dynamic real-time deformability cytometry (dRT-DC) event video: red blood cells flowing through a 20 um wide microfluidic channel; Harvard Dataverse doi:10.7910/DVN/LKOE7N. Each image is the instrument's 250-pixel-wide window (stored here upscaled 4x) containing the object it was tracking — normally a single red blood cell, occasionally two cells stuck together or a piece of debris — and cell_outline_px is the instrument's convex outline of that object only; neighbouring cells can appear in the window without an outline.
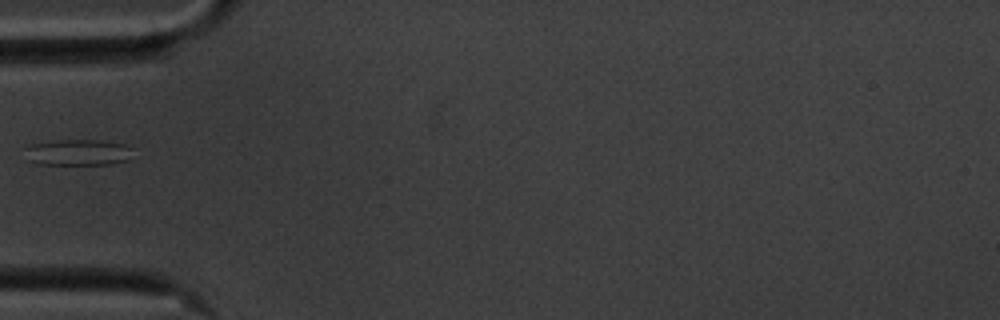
{"species": "common noctule bat (a hibernating species)", "species_latin": "Nyctalus noctula", "temperature_condition": "cold", "stored_images_in_passage": 39, "camera_frame_rate_fps": 3000, "um_per_image_px": 0.085, "animal": {"sex": "male", "body_mass_g": 20.1, "forearm_length_mm": 53.5}, "frame": {"image": 1, "passage_image": 1, "time_ms": 0.0, "image_size_px": [1000, 320], "cell_outline_px": [[136, 148], [128, 160], [112, 164], [36, 164], [28, 160], [24, 148], [28, 144], [56, 140], [100, 140], [128, 144]], "centroid_in_image_um": [6.67, 12.94], "position_along_channel_um": 78.3, "area_um2": 16.88}}
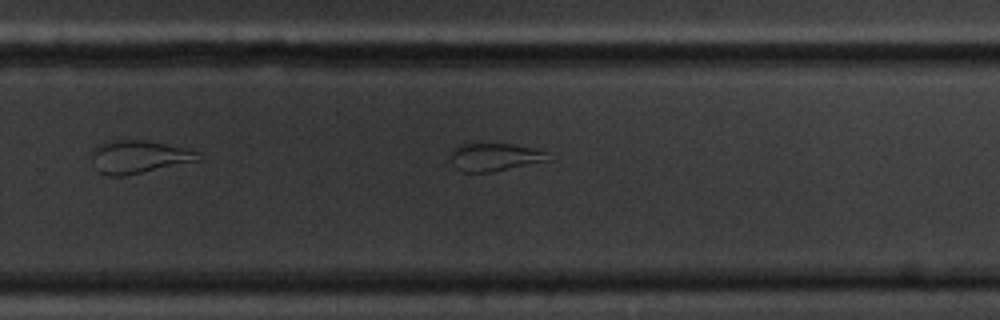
{"frame": {"image": 2, "passage_image": 19, "time_ms": 6.0, "image_size_px": [1000, 320], "cell_outline_px": [[552, 160], [492, 172], [464, 172], [456, 168], [452, 160], [452, 148], [460, 144], [512, 144], [532, 148], [548, 152]], "centroid_in_image_um": [42.1, 13.35], "position_along_channel_um": 287.7, "area_um2": 15.84}}
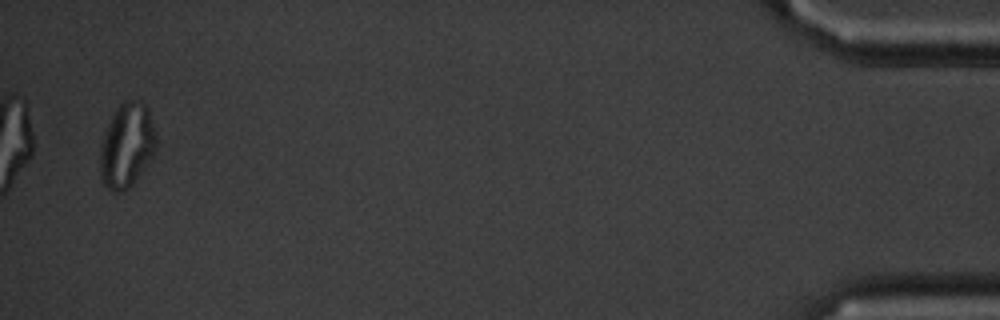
{"frame": {"image": 3, "passage_image": 38, "time_ms": 12.333, "image_size_px": [1000, 320], "cell_outline_px": [[156, 148], [152, 156], [136, 180], [124, 192], [112, 192], [100, 180], [100, 148], [104, 132], [116, 108], [124, 100], [140, 100], [148, 108], [156, 132]], "centroid_in_image_um": [10.77, 12.36], "position_along_channel_um": 424.4, "area_um2": 27.74}}